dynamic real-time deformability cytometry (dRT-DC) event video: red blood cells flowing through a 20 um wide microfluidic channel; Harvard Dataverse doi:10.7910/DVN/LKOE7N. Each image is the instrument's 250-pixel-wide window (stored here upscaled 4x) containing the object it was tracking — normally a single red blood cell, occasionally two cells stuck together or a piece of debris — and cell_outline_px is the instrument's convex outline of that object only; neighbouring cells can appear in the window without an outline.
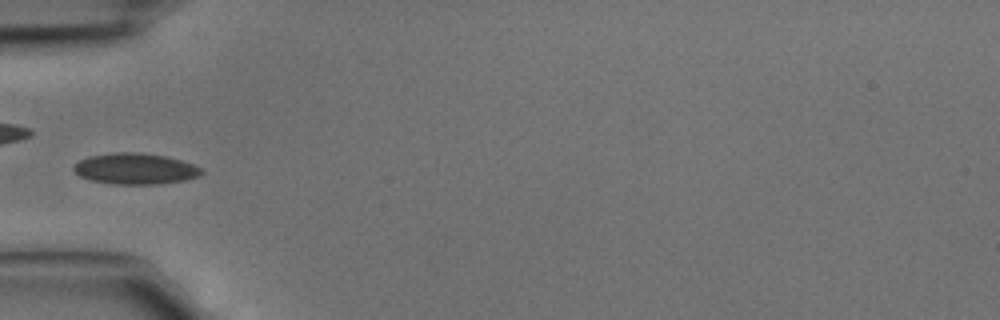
{"species": "common noctule bat (a hibernating species)", "species_latin": "Nyctalus noctula", "temperature_condition": "cold", "stored_images_in_passage": 4, "camera_frame_rate_fps": 3000, "um_per_image_px": 0.085, "animal": {"sex": "male", "body_mass_g": 15.6}, "frame": {"image": 1, "passage_image": 4, "time_ms": 1.0, "image_size_px": [1000, 320], "cell_outline_px": [[204, 172], [200, 176], [184, 180], [160, 184], [112, 184], [92, 180], [80, 176], [72, 168], [80, 160], [88, 156], [112, 152], [136, 152], [168, 156], [192, 164], [200, 168]], "centroid_in_image_um": [11.5, 14.34], "position_along_channel_um": 73.5, "area_um2": 23.12}}